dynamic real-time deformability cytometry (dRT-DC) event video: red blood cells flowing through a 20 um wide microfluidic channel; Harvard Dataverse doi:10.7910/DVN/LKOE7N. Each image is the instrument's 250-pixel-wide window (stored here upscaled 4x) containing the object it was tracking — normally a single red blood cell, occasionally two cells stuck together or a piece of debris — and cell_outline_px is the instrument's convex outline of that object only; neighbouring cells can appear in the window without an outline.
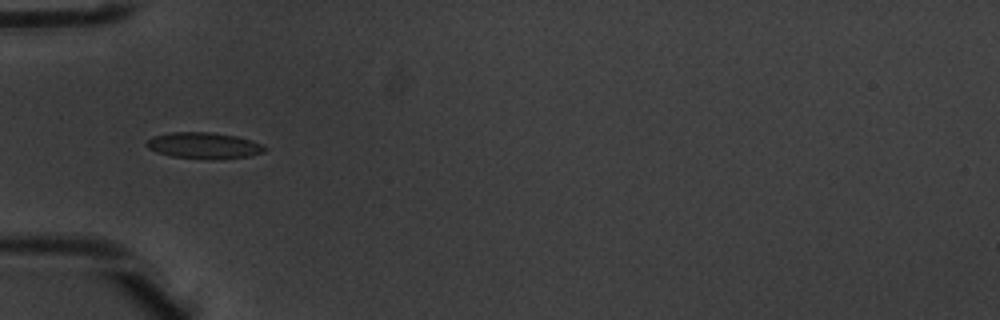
{"species": "common noctule bat (a hibernating species)", "species_latin": "Nyctalus noctula", "temperature_condition": "warm", "stored_images_in_passage": 4, "camera_frame_rate_fps": 3000, "um_per_image_px": 0.085, "animal": {"sex": "male", "body_mass_g": 20.1, "forearm_length_mm": 53.5}, "frame": {"image": 1, "passage_image": 2, "time_ms": 0.333, "image_size_px": [1000, 320], "cell_outline_px": [[268, 148], [264, 152], [248, 156], [212, 160], [208, 160], [172, 156], [156, 152], [148, 148], [144, 144], [152, 136], [168, 132], [212, 132], [236, 136], [252, 140]], "centroid_in_image_um": [17.31, 12.37], "position_along_channel_um": 67.7, "area_um2": 18.26}}